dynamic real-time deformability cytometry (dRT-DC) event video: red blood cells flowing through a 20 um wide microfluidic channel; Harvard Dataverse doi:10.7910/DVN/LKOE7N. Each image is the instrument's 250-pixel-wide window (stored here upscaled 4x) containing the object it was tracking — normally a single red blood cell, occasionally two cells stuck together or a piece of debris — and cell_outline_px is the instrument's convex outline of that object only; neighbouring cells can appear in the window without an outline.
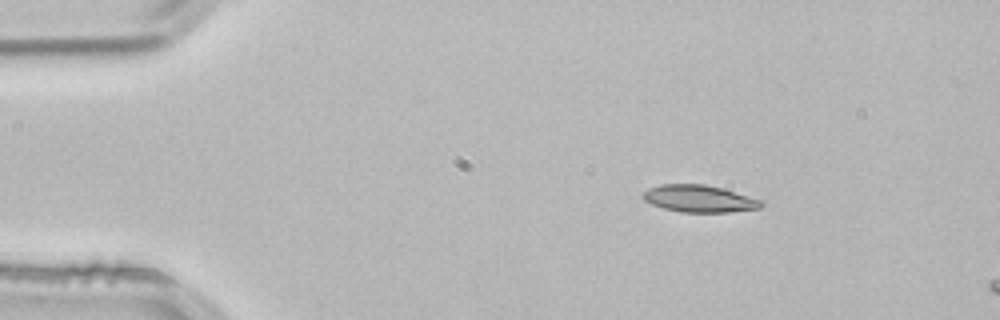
{"species": "common noctule bat (a hibernating species)", "species_latin": "Nyctalus noctula", "temperature_condition": "room temperature", "stored_images_in_passage": 10, "camera_frame_rate_fps": 3000, "um_per_image_px": 0.085, "animal": {"sex": "male", "body_mass_g": 21.5, "forearm_length_mm": 52.0}, "frame": {"image": 1, "passage_image": 4, "time_ms": 1.0, "image_size_px": [1000, 320], "cell_outline_px": [[764, 204], [760, 208], [728, 212], [680, 212], [664, 208], [652, 204], [644, 200], [640, 196], [648, 188], [660, 184], [704, 184], [724, 188], [764, 200]], "centroid_in_image_um": [59.46, 16.88], "position_along_channel_um": 25.5, "area_um2": 18.9}}